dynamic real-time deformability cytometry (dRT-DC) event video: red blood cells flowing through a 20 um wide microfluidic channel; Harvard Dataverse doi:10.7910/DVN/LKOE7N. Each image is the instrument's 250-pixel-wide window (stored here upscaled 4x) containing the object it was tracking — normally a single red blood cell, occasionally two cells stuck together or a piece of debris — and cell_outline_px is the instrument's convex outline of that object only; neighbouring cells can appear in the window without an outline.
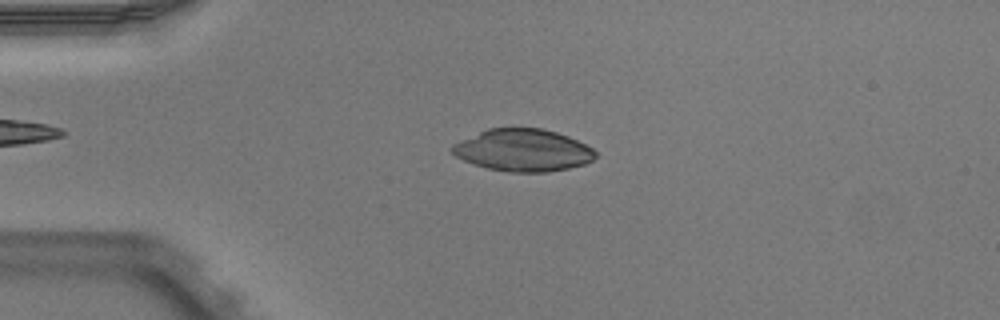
{"species": "Egyptian fruit bat (a non-hibernating species)", "species_latin": "Rousettus aegyptiacus", "temperature_condition": "warm", "stored_images_in_passage": 39, "camera_frame_rate_fps": 3000, "um_per_image_px": 0.085, "animal": {"sex": "male"}, "frame": {"image": 1, "passage_image": 6, "time_ms": 1.667, "image_size_px": [1000, 320], "cell_outline_px": [[596, 156], [592, 160], [584, 164], [568, 168], [544, 172], [508, 172], [488, 168], [464, 160], [456, 156], [452, 152], [452, 144], [488, 128], [544, 128], [568, 136], [592, 148], [596, 152]], "centroid_in_image_um": [44.46, 12.76], "position_along_channel_um": 40.5, "area_um2": 34.91}}
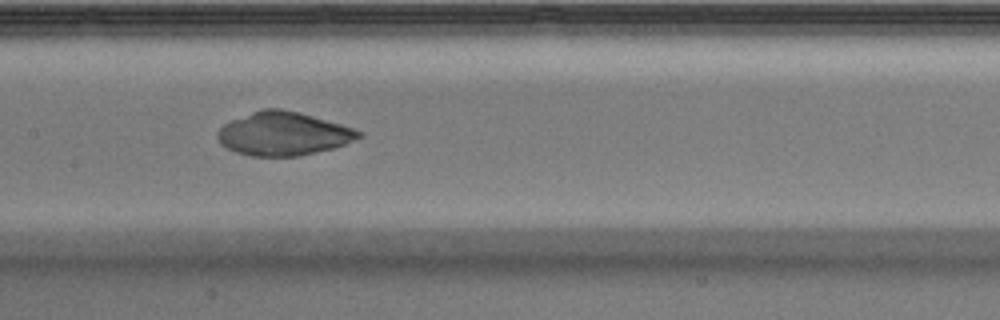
{"frame": {"image": 2, "passage_image": 19, "time_ms": 6.0, "image_size_px": [1000, 320], "cell_outline_px": [[364, 136], [344, 144], [332, 148], [300, 156], [252, 156], [236, 152], [220, 144], [216, 136], [216, 132], [224, 124], [232, 120], [260, 108], [280, 108], [312, 116], [340, 124], [364, 132]], "centroid_in_image_um": [24.06, 11.37], "position_along_channel_um": 183.3, "area_um2": 35.6}}
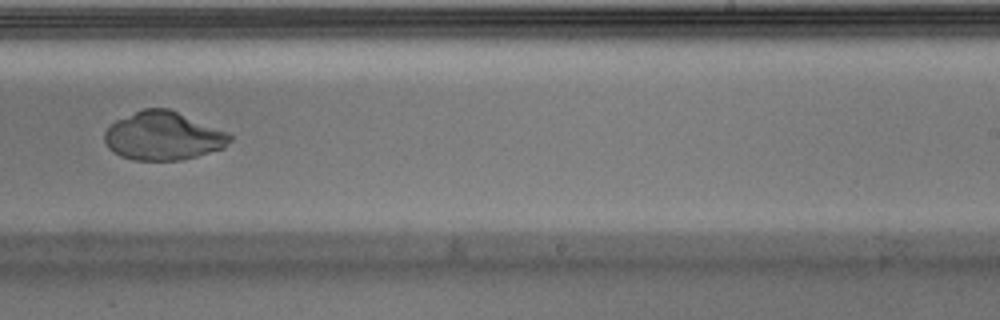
{"frame": {"image": 3, "passage_image": 26, "time_ms": 8.333, "image_size_px": [1000, 320], "cell_outline_px": [[232, 140], [224, 148], [196, 156], [180, 160], [132, 160], [120, 156], [112, 152], [108, 148], [104, 140], [104, 132], [116, 120], [144, 108], [168, 108], [228, 132], [232, 136]], "centroid_in_image_um": [13.86, 11.56], "position_along_channel_um": 275.1, "area_um2": 35.32}}